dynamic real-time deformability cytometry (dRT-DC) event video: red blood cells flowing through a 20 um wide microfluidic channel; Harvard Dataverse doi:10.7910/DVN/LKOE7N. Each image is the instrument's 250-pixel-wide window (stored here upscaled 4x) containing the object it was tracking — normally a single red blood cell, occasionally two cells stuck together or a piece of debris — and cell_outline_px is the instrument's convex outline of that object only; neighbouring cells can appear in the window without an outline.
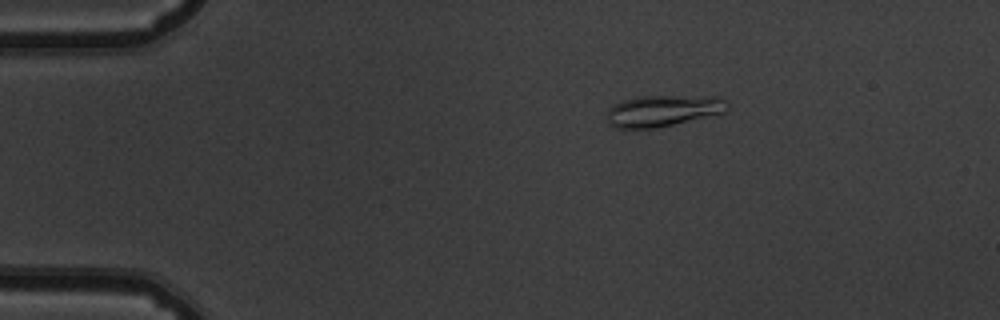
{"species": "common noctule bat (a hibernating species)", "species_latin": "Nyctalus noctula", "temperature_condition": "warm", "stored_images_in_passage": 49, "camera_frame_rate_fps": 3000, "um_per_image_px": 0.085, "animal": {"sex": "male", "body_mass_g": 19.5, "forearm_length_mm": 54.6}, "frame": {"image": 1, "passage_image": 5, "time_ms": 1.333, "image_size_px": [1000, 320], "cell_outline_px": [[728, 112], [656, 128], [616, 128], [608, 124], [608, 108], [612, 104], [636, 96], [720, 96], [728, 104]], "centroid_in_image_um": [56.37, 9.4], "position_along_channel_um": 28.6, "area_um2": 22.25}}
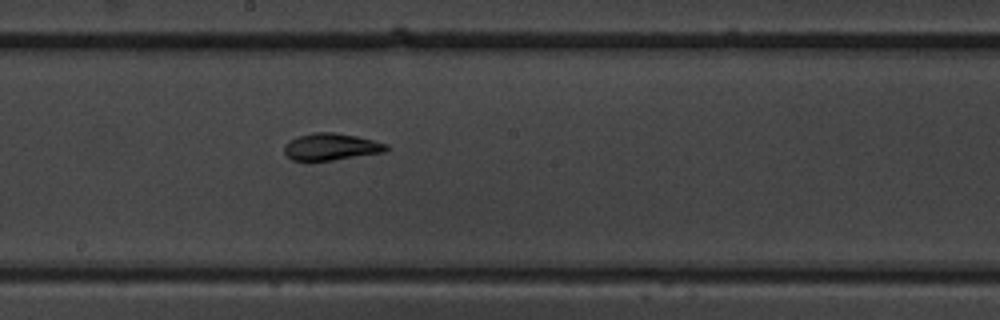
{"frame": {"image": 2, "passage_image": 25, "time_ms": 8.0, "image_size_px": [1000, 320], "cell_outline_px": [[388, 148], [384, 152], [332, 160], [292, 160], [284, 152], [284, 144], [288, 140], [296, 136], [312, 132], [332, 132], [356, 136], [388, 144]], "centroid_in_image_um": [28.1, 12.46], "position_along_channel_um": 220.1, "area_um2": 15.95}}
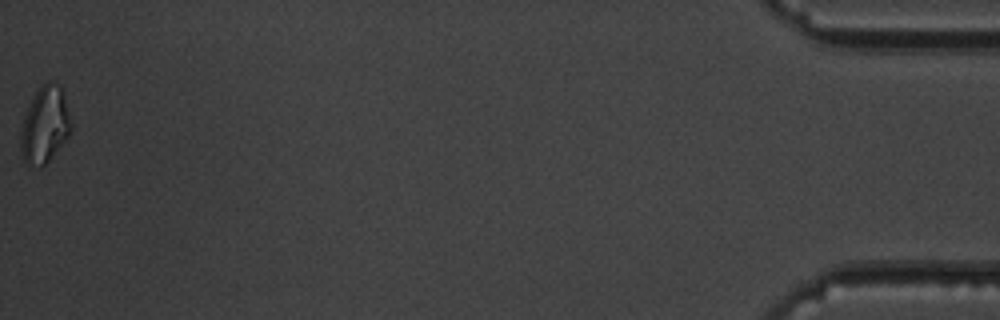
{"frame": {"image": 3, "passage_image": 49, "time_ms": 16.0, "image_size_px": [1000, 320], "cell_outline_px": [[72, 128], [68, 136], [48, 160], [40, 168], [24, 160], [20, 148], [20, 132], [24, 116], [36, 92], [48, 80], [52, 80], [60, 84], [72, 124]], "centroid_in_image_um": [3.81, 10.59], "position_along_channel_um": 431.4, "area_um2": 21.96}, "authors_computed_cell_mechanics": {"area_um2": 16.5886, "velocity_mm_per_s": 3.8137, "shape_relaxation_time_tau1_ms": null, "shape_relaxation_time_tau2_ms": 1.7306, "deformation_change_tau1": null, "deformation_change_tau2": 0.0712}}